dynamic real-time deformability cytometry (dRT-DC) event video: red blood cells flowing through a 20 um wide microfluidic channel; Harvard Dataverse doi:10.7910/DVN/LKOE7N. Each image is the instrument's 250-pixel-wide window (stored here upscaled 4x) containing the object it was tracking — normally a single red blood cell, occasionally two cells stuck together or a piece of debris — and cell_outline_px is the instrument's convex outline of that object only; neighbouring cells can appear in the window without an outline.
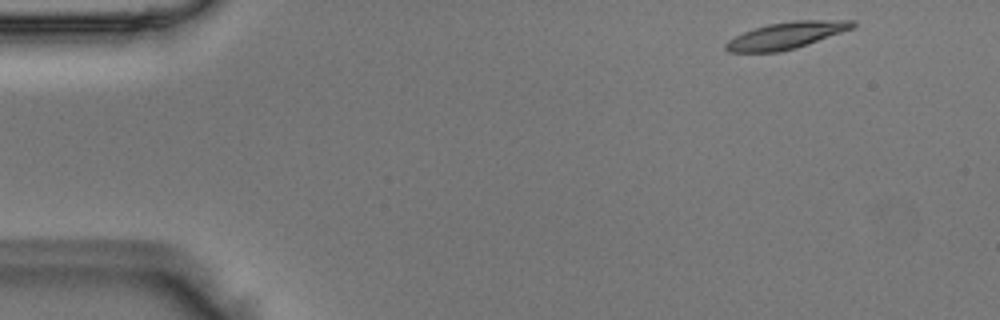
{"species": "Egyptian fruit bat (a non-hibernating species)", "species_latin": "Rousettus aegyptiacus", "temperature_condition": "room temperature", "stored_images_in_passage": 47, "camera_frame_rate_fps": 3000, "um_per_image_px": 0.085, "animal": {"sex": "male"}, "frame": {"image": 1, "passage_image": 1, "time_ms": 0.0, "image_size_px": [1000, 320], "cell_outline_px": [[856, 24], [852, 28], [796, 48], [780, 52], [728, 52], [724, 48], [724, 44], [728, 40], [744, 32], [768, 24], [796, 20], [856, 20]], "centroid_in_image_um": [66.81, 3.01], "position_along_channel_um": 18.2, "area_um2": 19.54}}
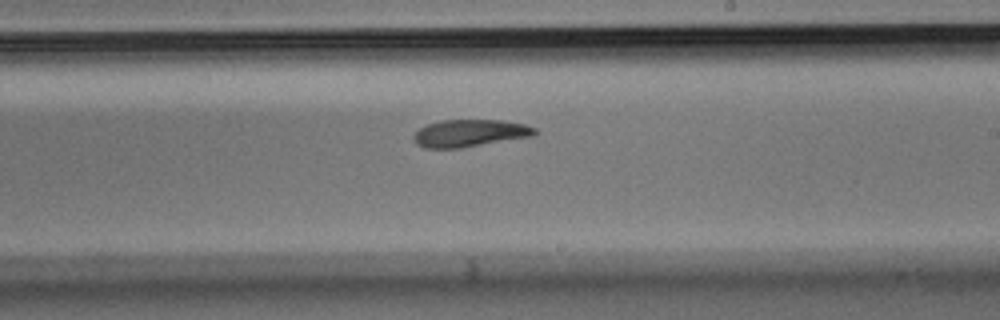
{"frame": {"image": 2, "passage_image": 26, "time_ms": 8.333, "image_size_px": [1000, 320], "cell_outline_px": [[536, 136], [460, 148], [424, 148], [416, 144], [412, 140], [412, 136], [420, 128], [428, 124], [440, 120], [500, 120], [524, 124], [536, 128]], "centroid_in_image_um": [39.93, 11.32], "position_along_channel_um": 249.1, "area_um2": 19.42}}
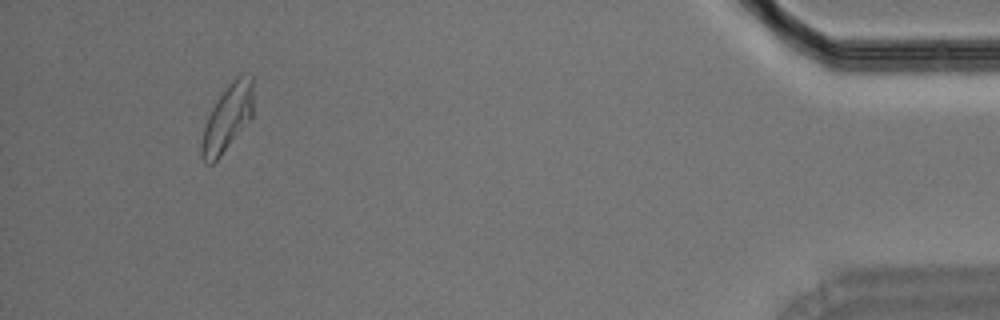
{"frame": {"image": 3, "passage_image": 44, "time_ms": 14.333, "image_size_px": [1000, 320], "cell_outline_px": [[252, 116], [220, 156], [212, 164], [204, 164], [200, 156], [200, 144], [204, 128], [208, 116], [212, 108], [228, 84], [236, 76], [252, 76]], "centroid_in_image_um": [19.28, 10.07], "position_along_channel_um": 415.9, "area_um2": 19.59}}